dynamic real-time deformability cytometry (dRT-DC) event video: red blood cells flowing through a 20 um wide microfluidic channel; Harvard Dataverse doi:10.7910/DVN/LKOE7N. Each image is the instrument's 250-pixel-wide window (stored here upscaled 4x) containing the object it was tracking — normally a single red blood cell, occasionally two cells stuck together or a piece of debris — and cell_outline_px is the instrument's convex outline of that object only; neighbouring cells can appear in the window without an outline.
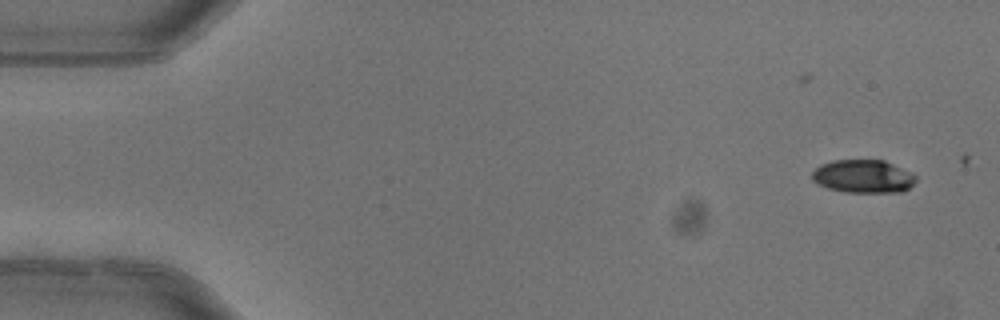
{"species": "common noctule bat (a hibernating species)", "species_latin": "Nyctalus noctula", "temperature_condition": "warm", "stored_images_in_passage": 2, "camera_frame_rate_fps": 3000, "um_per_image_px": 0.085, "animal": {"sex": "female"}, "frame": {"image": 1, "passage_image": 1, "time_ms": 0.0, "image_size_px": [1000, 320], "cell_outline_px": [[916, 180], [904, 192], [844, 192], [828, 188], [816, 184], [812, 180], [812, 172], [820, 164], [832, 160], [884, 160], [912, 172], [916, 176]], "centroid_in_image_um": [73.36, 14.99], "position_along_channel_um": 11.6, "area_um2": 20.23}}